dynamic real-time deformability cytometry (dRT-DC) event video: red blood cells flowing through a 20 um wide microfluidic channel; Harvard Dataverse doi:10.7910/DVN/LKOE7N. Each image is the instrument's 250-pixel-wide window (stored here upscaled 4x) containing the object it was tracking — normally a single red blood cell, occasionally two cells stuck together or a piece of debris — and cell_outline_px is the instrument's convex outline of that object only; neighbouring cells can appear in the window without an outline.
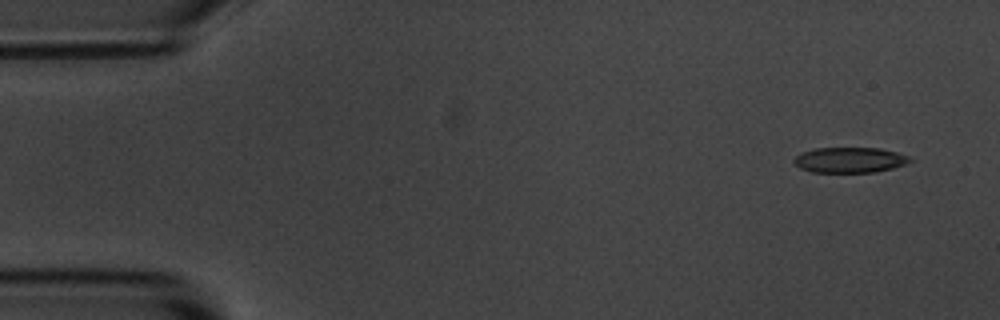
{"species": "common noctule bat (a hibernating species)", "species_latin": "Nyctalus noctula", "temperature_condition": "room temperature", "stored_images_in_passage": 4, "camera_frame_rate_fps": 3000, "um_per_image_px": 0.085, "animal": {"sex": "male", "body_mass_g": 20.1, "forearm_length_mm": 53.5}, "frame": {"image": 1, "passage_image": 1, "time_ms": 0.0, "image_size_px": [1000, 320], "cell_outline_px": [[912, 160], [904, 164], [892, 168], [872, 172], [812, 172], [800, 168], [792, 160], [796, 156], [804, 152], [816, 148], [880, 148], [896, 152], [908, 156]], "centroid_in_image_um": [72.21, 13.59], "position_along_channel_um": 12.8, "area_um2": 16.94}}
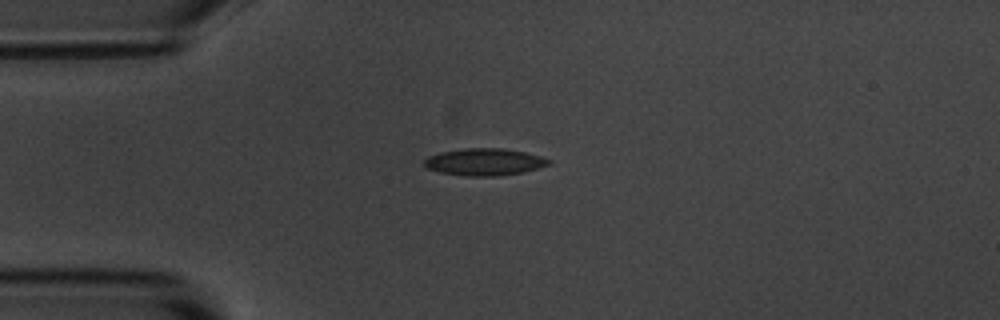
{"frame": {"image": 2, "passage_image": 4, "time_ms": 3.333, "image_size_px": [1000, 320], "cell_outline_px": [[552, 164], [524, 172], [500, 176], [468, 176], [440, 172], [428, 168], [424, 164], [424, 160], [428, 156], [440, 152], [464, 148], [504, 148], [524, 152], [540, 156], [552, 160]], "centroid_in_image_um": [41.21, 13.76], "position_along_channel_um": 43.8, "area_um2": 19.71}}